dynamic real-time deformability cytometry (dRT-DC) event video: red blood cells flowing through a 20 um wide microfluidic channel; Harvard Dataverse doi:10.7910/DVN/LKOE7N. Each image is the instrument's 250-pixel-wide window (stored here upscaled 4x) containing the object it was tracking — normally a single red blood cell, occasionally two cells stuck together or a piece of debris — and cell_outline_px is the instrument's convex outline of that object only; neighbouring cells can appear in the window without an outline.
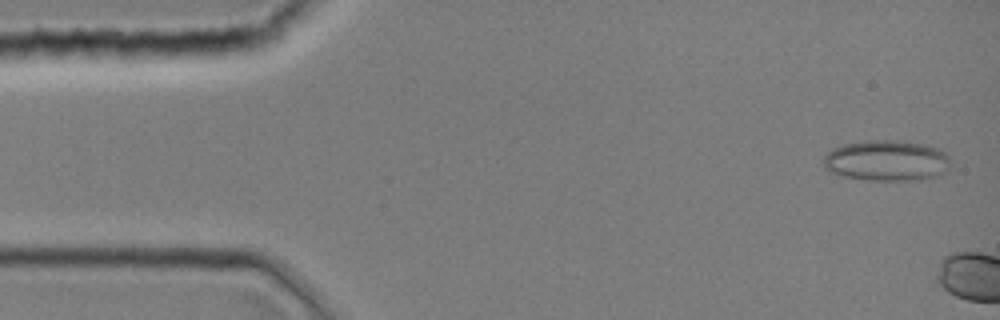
{"species": "common noctule bat (a hibernating species)", "species_latin": "Nyctalus noctula", "temperature_condition": "room temperature", "stored_images_in_passage": 4, "camera_frame_rate_fps": 3000, "um_per_image_px": 0.085, "animal": {"sex": "female", "body_mass_g": 19.0, "forearm_length_mm": 51.5}, "frame": {"image": 1, "passage_image": 2, "time_ms": 0.333, "image_size_px": [1000, 320], "cell_outline_px": [[952, 164], [944, 172], [936, 176], [920, 180], [868, 180], [844, 176], [828, 172], [824, 168], [820, 160], [828, 152], [844, 144], [868, 140], [908, 140], [936, 148], [944, 152], [948, 156]], "centroid_in_image_um": [75.35, 13.65], "position_along_channel_um": 9.7, "area_um2": 30.52}}